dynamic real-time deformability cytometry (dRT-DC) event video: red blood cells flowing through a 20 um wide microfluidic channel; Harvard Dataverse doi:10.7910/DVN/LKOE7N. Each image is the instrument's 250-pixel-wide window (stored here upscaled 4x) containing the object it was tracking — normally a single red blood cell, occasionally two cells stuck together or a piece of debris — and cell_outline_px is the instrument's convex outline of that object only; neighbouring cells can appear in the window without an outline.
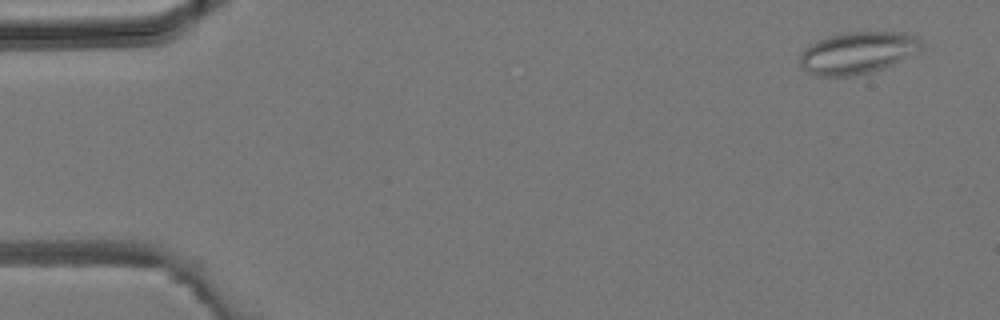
{"species": "common noctule bat (a hibernating species)", "species_latin": "Nyctalus noctula", "temperature_condition": "room temperature", "stored_images_in_passage": 14, "camera_frame_rate_fps": 3000, "um_per_image_px": 0.085, "animal": {"sex": "male", "body_mass_g": 19.2, "forearm_length_mm": 51.8}, "frame": {"image": 1, "passage_image": 3, "time_ms": 0.667, "image_size_px": [1000, 320], "cell_outline_px": [[920, 48], [892, 64], [880, 68], [852, 76], [816, 76], [808, 72], [800, 64], [800, 56], [808, 44], [816, 40], [828, 36], [844, 32], [904, 32], [920, 40]], "centroid_in_image_um": [72.79, 4.47], "position_along_channel_um": 12.2, "area_um2": 29.02}}